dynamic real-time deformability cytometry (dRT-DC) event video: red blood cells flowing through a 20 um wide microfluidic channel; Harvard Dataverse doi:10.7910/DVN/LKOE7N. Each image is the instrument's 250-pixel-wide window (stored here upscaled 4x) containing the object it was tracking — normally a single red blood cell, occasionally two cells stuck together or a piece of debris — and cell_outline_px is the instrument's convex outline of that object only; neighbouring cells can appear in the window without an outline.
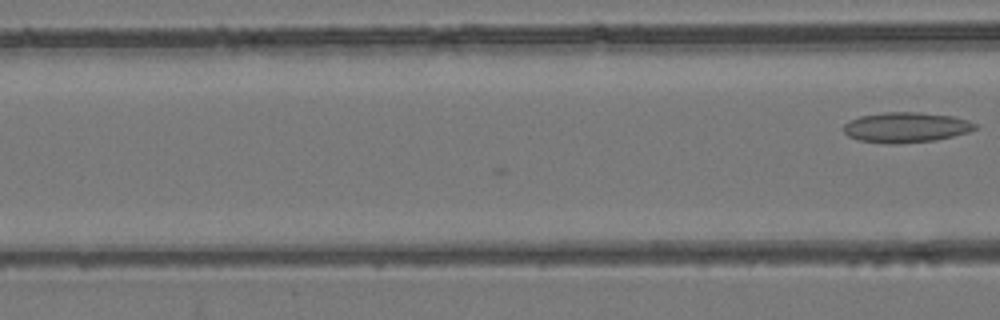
{"species": "common noctule bat (a hibernating species)", "species_latin": "Nyctalus noctula", "temperature_condition": "room temperature", "stored_images_in_passage": 8, "camera_frame_rate_fps": 3000, "um_per_image_px": 0.085, "animal": {"sex": "female", "body_mass_g": 24.6, "forearm_length_mm": 56.2}, "frame": {"image": 1, "passage_image": 8, "time_ms": 2.333, "image_size_px": [1000, 320], "cell_outline_px": [[976, 128], [968, 132], [936, 140], [896, 144], [888, 144], [856, 140], [848, 136], [844, 132], [844, 124], [848, 120], [860, 116], [884, 112], [920, 112], [952, 116], [968, 120], [976, 124]], "centroid_in_image_um": [76.97, 10.83], "position_along_channel_um": 89.6, "area_um2": 23.29}}